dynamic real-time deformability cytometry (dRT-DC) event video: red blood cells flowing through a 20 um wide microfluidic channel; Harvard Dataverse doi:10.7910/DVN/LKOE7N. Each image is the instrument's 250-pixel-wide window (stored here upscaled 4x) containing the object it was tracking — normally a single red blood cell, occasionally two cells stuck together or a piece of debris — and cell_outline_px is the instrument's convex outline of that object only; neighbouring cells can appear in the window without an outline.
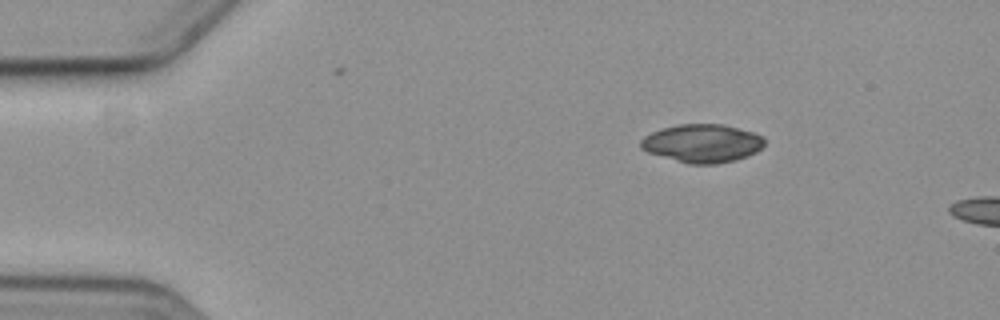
{"species": "common noctule bat (a hibernating species)", "species_latin": "Nyctalus noctula", "temperature_condition": "cold", "stored_images_in_passage": 3, "camera_frame_rate_fps": 3000, "um_per_image_px": 0.085, "animal": {"sex": "female", "body_mass_g": 19.3, "forearm_length_mm": 54.1}, "frame": {"image": 1, "passage_image": 1, "time_ms": 0.0, "image_size_px": [1000, 320], "cell_outline_px": [[764, 144], [756, 152], [748, 156], [736, 160], [716, 164], [688, 164], [648, 152], [640, 148], [640, 140], [644, 136], [652, 132], [664, 128], [680, 124], [720, 124], [752, 132], [764, 136]], "centroid_in_image_um": [59.69, 12.19], "position_along_channel_um": 25.3, "area_um2": 27.46}}